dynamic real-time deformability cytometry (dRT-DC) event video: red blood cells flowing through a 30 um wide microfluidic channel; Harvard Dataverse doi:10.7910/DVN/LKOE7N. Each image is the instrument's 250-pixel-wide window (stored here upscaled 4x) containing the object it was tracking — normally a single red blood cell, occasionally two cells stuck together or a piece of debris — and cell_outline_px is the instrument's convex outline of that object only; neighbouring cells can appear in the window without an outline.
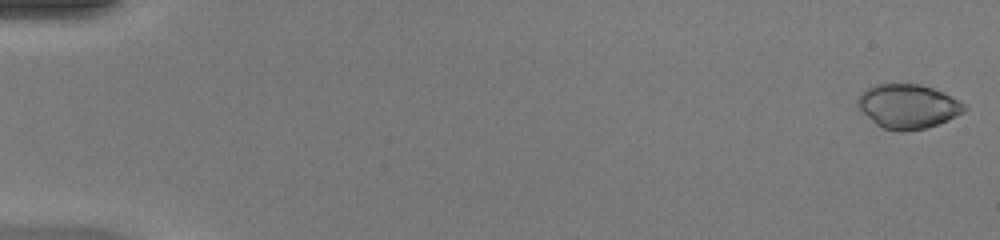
{"species": "common noctule bat (a hibernating species)", "species_latin": "Nyctalus noctula", "temperature_condition": "warm", "stored_images_in_passage": 49, "camera_frame_rate_fps": 3000, "um_per_image_px": 0.085, "animal": {"sex": "female", "body_mass_g": 20.0, "forearm_length_mm": 54.0}, "frame": {"image": 1, "passage_image": 1, "time_ms": 0.0, "image_size_px": [1000, 240], "cell_outline_px": [[968, 108], [964, 112], [928, 128], [884, 128], [876, 124], [856, 104], [856, 100], [860, 92], [876, 84], [920, 84], [944, 92], [964, 104]], "centroid_in_image_um": [77.18, 8.99], "position_along_channel_um": 7.8, "area_um2": 26.7}}
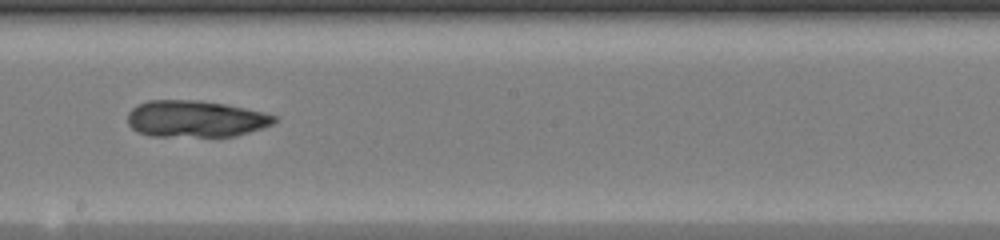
{"frame": {"image": 2, "passage_image": 29, "time_ms": 9.333, "image_size_px": [1000, 240], "cell_outline_px": [[276, 120], [272, 124], [236, 136], [148, 136], [136, 132], [128, 124], [128, 112], [136, 104], [148, 100], [200, 100], [224, 104], [264, 112], [276, 116]], "centroid_in_image_um": [16.56, 10.1], "position_along_channel_um": 231.6, "area_um2": 31.39}}
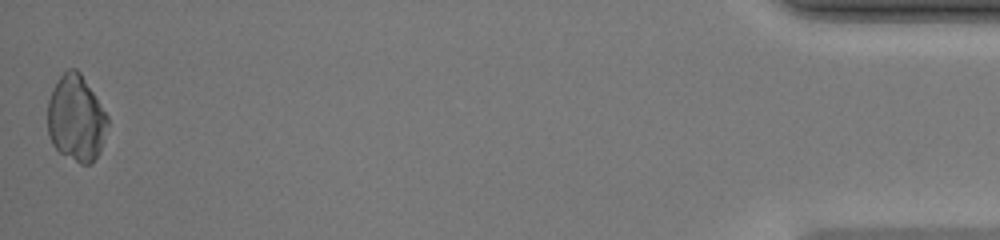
{"frame": {"image": 3, "passage_image": 49, "time_ms": 16.0, "image_size_px": [1000, 240], "cell_outline_px": [[108, 124], [100, 152], [92, 164], [80, 164], [60, 152], [52, 144], [48, 136], [48, 100], [52, 88], [60, 76], [68, 68], [76, 68], [80, 72], [108, 116]], "centroid_in_image_um": [6.46, 10.07], "position_along_channel_um": 428.7, "area_um2": 30.17}}